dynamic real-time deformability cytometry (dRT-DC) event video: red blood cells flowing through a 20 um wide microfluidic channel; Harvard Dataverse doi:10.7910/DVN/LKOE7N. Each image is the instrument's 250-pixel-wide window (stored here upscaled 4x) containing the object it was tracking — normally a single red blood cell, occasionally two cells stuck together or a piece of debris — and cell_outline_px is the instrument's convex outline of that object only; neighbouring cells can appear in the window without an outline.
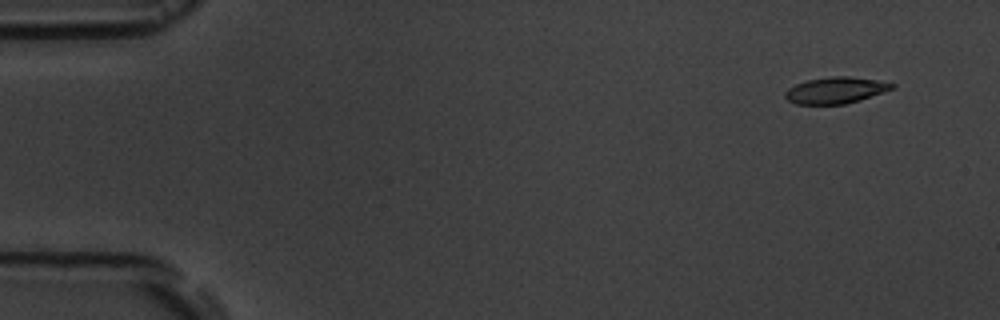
{"species": "common noctule bat (a hibernating species)", "species_latin": "Nyctalus noctula", "temperature_condition": "room temperature", "stored_images_in_passage": 4, "camera_frame_rate_fps": 3000, "um_per_image_px": 0.085, "animal": {"sex": "male", "body_mass_g": 19.5, "forearm_length_mm": 54.6}, "frame": {"image": 1, "passage_image": 1, "time_ms": 0.0, "image_size_px": [1000, 320], "cell_outline_px": [[896, 88], [860, 100], [844, 104], [796, 104], [788, 100], [784, 96], [784, 92], [788, 88], [796, 84], [808, 80], [832, 76], [848, 76], [880, 80], [896, 84]], "centroid_in_image_um": [71.06, 7.67], "position_along_channel_um": 13.9, "area_um2": 16.53}}
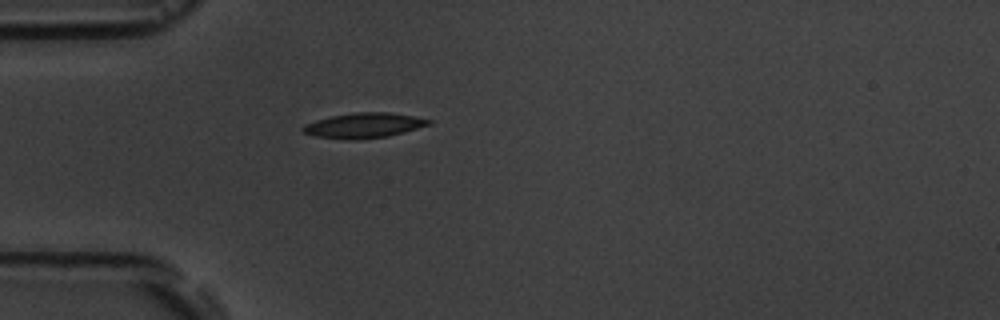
{"frame": {"image": 2, "passage_image": 4, "time_ms": 4.0, "image_size_px": [1000, 320], "cell_outline_px": [[432, 124], [404, 132], [388, 136], [356, 140], [348, 140], [316, 136], [304, 132], [300, 128], [304, 124], [316, 120], [332, 116], [356, 112], [388, 112], [412, 116], [432, 120]], "centroid_in_image_um": [30.93, 10.66], "position_along_channel_um": 54.1, "area_um2": 18.32}}